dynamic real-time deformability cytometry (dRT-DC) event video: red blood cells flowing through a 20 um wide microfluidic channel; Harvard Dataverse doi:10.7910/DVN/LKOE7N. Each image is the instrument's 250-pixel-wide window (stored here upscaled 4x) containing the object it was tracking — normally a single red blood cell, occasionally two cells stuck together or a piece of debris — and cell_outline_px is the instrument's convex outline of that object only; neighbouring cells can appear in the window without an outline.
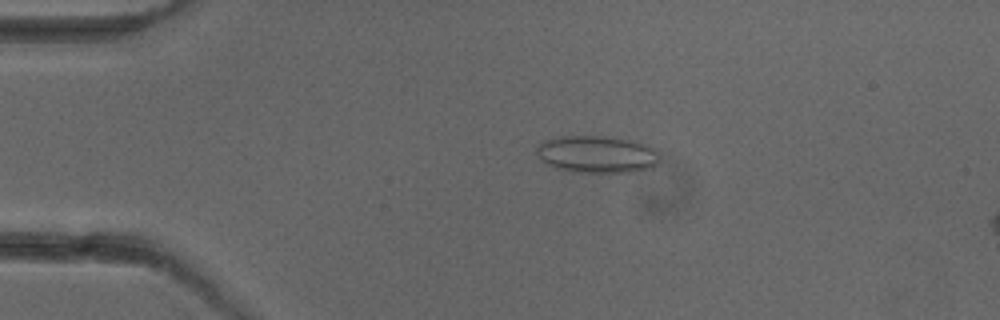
{"species": "common noctule bat (a hibernating species)", "species_latin": "Nyctalus noctula", "temperature_condition": "cold", "stored_images_in_passage": 4, "camera_frame_rate_fps": 3000, "um_per_image_px": 0.085, "animal": {"sex": "female"}, "frame": {"image": 1, "passage_image": 3, "time_ms": 2.333, "image_size_px": [1000, 320], "cell_outline_px": [[660, 160], [652, 168], [632, 172], [572, 172], [556, 168], [540, 160], [536, 152], [536, 148], [544, 140], [556, 136], [604, 136], [628, 140], [640, 144], [656, 152], [660, 156]], "centroid_in_image_um": [50.67, 13.13], "position_along_channel_um": 34.3, "area_um2": 26.47}}